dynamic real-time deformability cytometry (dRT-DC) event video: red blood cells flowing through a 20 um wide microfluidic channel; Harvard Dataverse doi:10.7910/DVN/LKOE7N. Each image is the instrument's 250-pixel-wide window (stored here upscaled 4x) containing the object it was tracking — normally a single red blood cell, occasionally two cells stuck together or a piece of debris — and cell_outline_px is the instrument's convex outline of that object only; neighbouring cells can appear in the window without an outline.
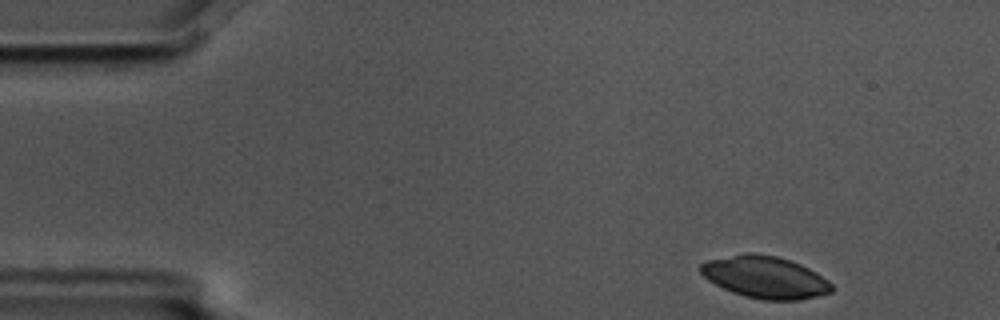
{"species": "common noctule bat (a hibernating species)", "species_latin": "Nyctalus noctula", "temperature_condition": "cold", "stored_images_in_passage": 4, "camera_frame_rate_fps": 3000, "um_per_image_px": 0.085, "animal": {"sex": "male", "body_mass_g": 17.5, "forearm_length_mm": 52.3}, "frame": {"image": 1, "passage_image": 1, "time_ms": 0.0, "image_size_px": [1000, 320], "cell_outline_px": [[836, 288], [832, 292], [800, 300], [764, 300], [744, 296], [732, 292], [708, 280], [700, 272], [700, 264], [708, 260], [744, 252], [748, 252], [776, 256], [800, 264], [816, 272], [828, 280]], "centroid_in_image_um": [65.05, 23.56], "position_along_channel_um": 20.0, "area_um2": 32.14}}